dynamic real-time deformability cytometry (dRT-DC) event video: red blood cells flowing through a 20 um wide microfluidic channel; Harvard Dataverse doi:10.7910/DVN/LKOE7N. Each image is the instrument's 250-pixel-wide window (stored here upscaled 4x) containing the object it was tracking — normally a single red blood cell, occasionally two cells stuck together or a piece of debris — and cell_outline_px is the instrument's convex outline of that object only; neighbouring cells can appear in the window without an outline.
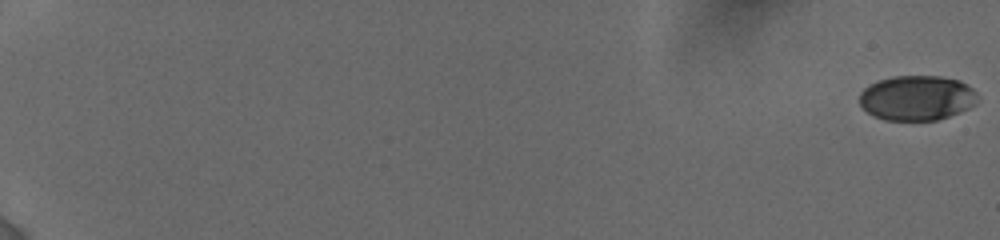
{"species": "human", "species_latin": "Homo sapiens", "temperature_condition": "cold", "stored_images_in_passage": 16, "camera_frame_rate_fps": 3000, "um_per_image_px": 0.085, "donor": {"sex": "female"}, "frame": {"image": 1, "passage_image": 1, "time_ms": 0.0, "image_size_px": [1000, 240], "cell_outline_px": [[976, 104], [960, 112], [936, 120], [884, 120], [868, 112], [860, 104], [860, 92], [868, 84], [892, 76], [940, 76], [960, 80], [972, 88], [976, 92]], "centroid_in_image_um": [77.93, 8.31], "position_along_channel_um": 7.1, "area_um2": 30.87}}
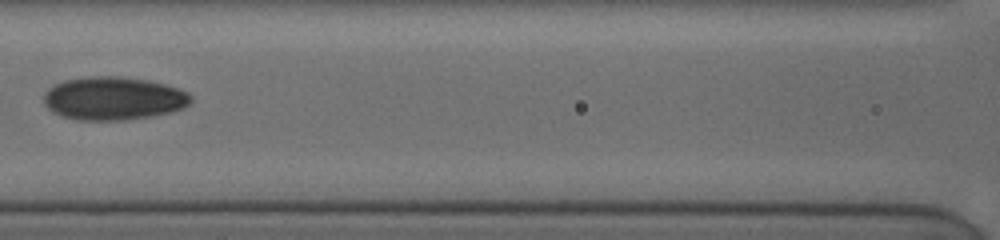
{"frame": {"image": 2, "passage_image": 13, "time_ms": 10.0, "image_size_px": [1000, 240], "cell_outline_px": [[192, 104], [184, 108], [172, 112], [152, 116], [124, 120], [76, 120], [60, 116], [52, 112], [44, 104], [44, 92], [52, 84], [64, 80], [92, 76], [120, 76], [148, 80], [180, 88], [188, 92], [192, 96]], "centroid_in_image_um": [9.65, 8.36], "position_along_channel_um": 156.9, "area_um2": 37.63}}
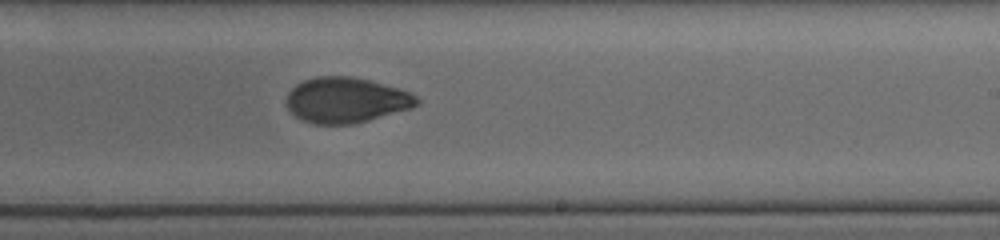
{"frame": {"image": 3, "passage_image": 16, "time_ms": 12.667, "image_size_px": [1000, 240], "cell_outline_px": [[420, 104], [412, 108], [356, 124], [312, 124], [300, 120], [284, 104], [288, 92], [296, 84], [304, 80], [316, 76], [348, 76], [368, 80], [396, 88], [408, 92], [416, 96], [420, 100]], "centroid_in_image_um": [29.39, 8.53], "position_along_channel_um": 259.6, "area_um2": 34.68}}